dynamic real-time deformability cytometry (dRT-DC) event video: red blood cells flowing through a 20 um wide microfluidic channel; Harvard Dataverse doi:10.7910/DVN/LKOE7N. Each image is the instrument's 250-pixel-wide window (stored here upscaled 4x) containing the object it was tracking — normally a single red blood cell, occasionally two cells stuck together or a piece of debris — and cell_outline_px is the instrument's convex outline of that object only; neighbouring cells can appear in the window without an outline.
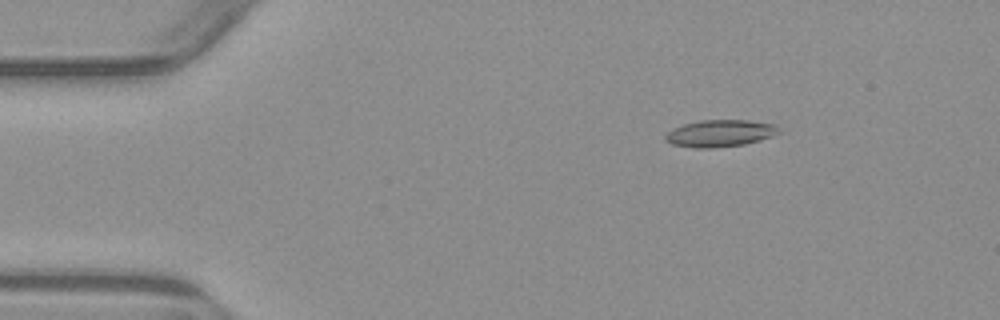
{"species": "common noctule bat (a hibernating species)", "species_latin": "Nyctalus noctula", "temperature_condition": "warm", "stored_images_in_passage": 5, "camera_frame_rate_fps": 3000, "um_per_image_px": 0.085, "animal": {"sex": "male", "body_mass_g": 23.1, "forearm_length_mm": 52.7}, "frame": {"image": 1, "passage_image": 3, "time_ms": 2.333, "image_size_px": [1000, 320], "cell_outline_px": [[780, 132], [772, 136], [760, 140], [744, 144], [712, 148], [696, 148], [672, 144], [664, 140], [664, 136], [672, 128], [684, 124], [700, 120], [748, 120], [776, 124]], "centroid_in_image_um": [61.19, 11.33], "position_along_channel_um": 23.8, "area_um2": 17.86}}